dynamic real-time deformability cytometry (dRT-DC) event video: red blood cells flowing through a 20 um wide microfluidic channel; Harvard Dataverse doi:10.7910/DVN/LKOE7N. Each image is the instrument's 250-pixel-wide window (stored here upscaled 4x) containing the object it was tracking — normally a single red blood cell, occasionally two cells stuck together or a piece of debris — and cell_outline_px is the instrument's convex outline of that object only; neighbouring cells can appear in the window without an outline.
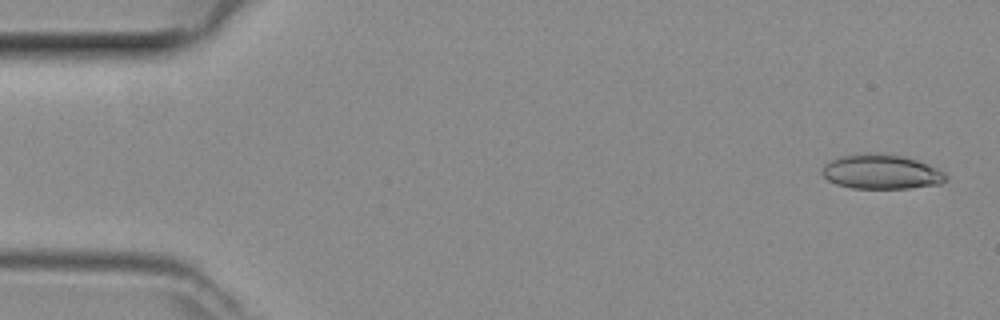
{"species": "common noctule bat (a hibernating species)", "species_latin": "Nyctalus noctula", "temperature_condition": "room temperature", "stored_images_in_passage": 48, "camera_frame_rate_fps": 3000, "um_per_image_px": 0.085, "animal": {"sex": "female", "body_mass_g": 29.2, "forearm_length_mm": 56.3}, "frame": {"image": 1, "passage_image": 2, "time_ms": 0.333, "image_size_px": [1000, 320], "cell_outline_px": [[948, 176], [940, 184], [908, 188], [852, 188], [836, 184], [828, 180], [820, 172], [824, 164], [828, 160], [840, 156], [864, 152], [904, 156], [928, 164], [944, 172]], "centroid_in_image_um": [74.86, 14.59], "position_along_channel_um": 10.1, "area_um2": 25.03}}
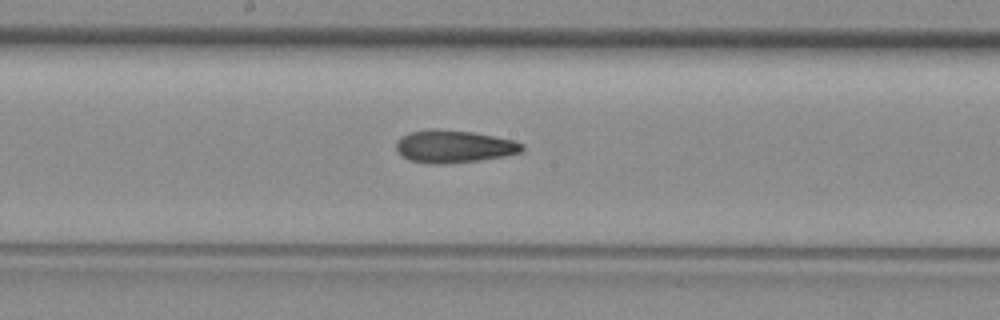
{"frame": {"image": 2, "passage_image": 25, "time_ms": 8.0, "image_size_px": [1000, 320], "cell_outline_px": [[524, 148], [520, 152], [504, 156], [480, 160], [444, 164], [428, 164], [408, 160], [396, 148], [396, 140], [408, 132], [432, 128], [436, 128], [472, 132], [516, 140], [524, 144]], "centroid_in_image_um": [38.58, 12.44], "position_along_channel_um": 209.6, "area_um2": 24.1}}
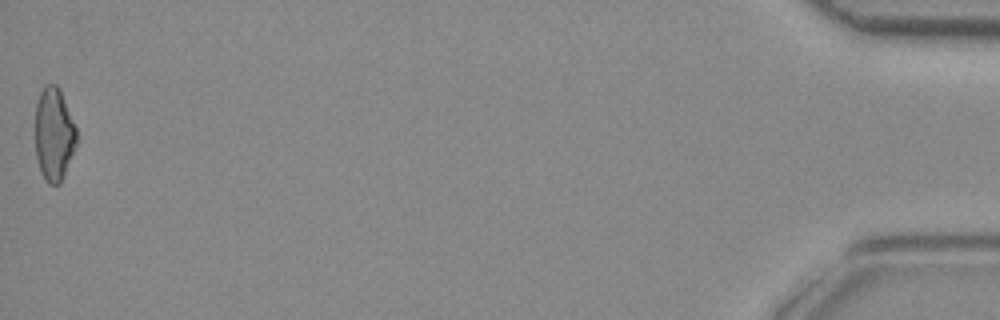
{"frame": {"image": 3, "passage_image": 48, "time_ms": 15.667, "image_size_px": [1000, 320], "cell_outline_px": [[76, 144], [60, 184], [48, 184], [40, 172], [36, 156], [36, 104], [40, 92], [44, 84], [56, 84], [60, 88], [76, 128]], "centroid_in_image_um": [4.57, 11.39], "position_along_channel_um": 430.6, "area_um2": 22.31}}